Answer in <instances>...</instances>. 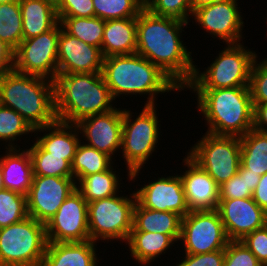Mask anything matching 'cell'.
I'll use <instances>...</instances> for the list:
<instances>
[{
  "mask_svg": "<svg viewBox=\"0 0 267 266\" xmlns=\"http://www.w3.org/2000/svg\"><path fill=\"white\" fill-rule=\"evenodd\" d=\"M175 18L152 14L145 7L137 17L136 53L158 66L182 90L192 81L195 61L181 40L188 25Z\"/></svg>",
  "mask_w": 267,
  "mask_h": 266,
  "instance_id": "cell-1",
  "label": "cell"
},
{
  "mask_svg": "<svg viewBox=\"0 0 267 266\" xmlns=\"http://www.w3.org/2000/svg\"><path fill=\"white\" fill-rule=\"evenodd\" d=\"M101 74L114 100L121 95H148L145 106L157 105L159 93L182 91L158 66L137 53L105 57Z\"/></svg>",
  "mask_w": 267,
  "mask_h": 266,
  "instance_id": "cell-2",
  "label": "cell"
},
{
  "mask_svg": "<svg viewBox=\"0 0 267 266\" xmlns=\"http://www.w3.org/2000/svg\"><path fill=\"white\" fill-rule=\"evenodd\" d=\"M54 97L57 120L69 124L116 108L101 73L57 74Z\"/></svg>",
  "mask_w": 267,
  "mask_h": 266,
  "instance_id": "cell-3",
  "label": "cell"
},
{
  "mask_svg": "<svg viewBox=\"0 0 267 266\" xmlns=\"http://www.w3.org/2000/svg\"><path fill=\"white\" fill-rule=\"evenodd\" d=\"M188 90L196 93L197 112L203 114L208 125L206 133L242 137L253 128L254 106L249 86Z\"/></svg>",
  "mask_w": 267,
  "mask_h": 266,
  "instance_id": "cell-4",
  "label": "cell"
},
{
  "mask_svg": "<svg viewBox=\"0 0 267 266\" xmlns=\"http://www.w3.org/2000/svg\"><path fill=\"white\" fill-rule=\"evenodd\" d=\"M0 104L15 110L33 129L54 123V81L15 70L0 77Z\"/></svg>",
  "mask_w": 267,
  "mask_h": 266,
  "instance_id": "cell-5",
  "label": "cell"
},
{
  "mask_svg": "<svg viewBox=\"0 0 267 266\" xmlns=\"http://www.w3.org/2000/svg\"><path fill=\"white\" fill-rule=\"evenodd\" d=\"M135 119L131 110L123 108L122 157L127 165L128 180H136L138 173L157 148L160 137L159 119L156 105L143 106Z\"/></svg>",
  "mask_w": 267,
  "mask_h": 266,
  "instance_id": "cell-6",
  "label": "cell"
},
{
  "mask_svg": "<svg viewBox=\"0 0 267 266\" xmlns=\"http://www.w3.org/2000/svg\"><path fill=\"white\" fill-rule=\"evenodd\" d=\"M244 43L226 44L215 60L201 72L195 65L192 81L185 89H218L249 86L255 51Z\"/></svg>",
  "mask_w": 267,
  "mask_h": 266,
  "instance_id": "cell-7",
  "label": "cell"
},
{
  "mask_svg": "<svg viewBox=\"0 0 267 266\" xmlns=\"http://www.w3.org/2000/svg\"><path fill=\"white\" fill-rule=\"evenodd\" d=\"M47 243L45 224L29 216L0 228V266H41Z\"/></svg>",
  "mask_w": 267,
  "mask_h": 266,
  "instance_id": "cell-8",
  "label": "cell"
},
{
  "mask_svg": "<svg viewBox=\"0 0 267 266\" xmlns=\"http://www.w3.org/2000/svg\"><path fill=\"white\" fill-rule=\"evenodd\" d=\"M120 194L88 203V227L90 240L127 241L133 228L135 192Z\"/></svg>",
  "mask_w": 267,
  "mask_h": 266,
  "instance_id": "cell-9",
  "label": "cell"
},
{
  "mask_svg": "<svg viewBox=\"0 0 267 266\" xmlns=\"http://www.w3.org/2000/svg\"><path fill=\"white\" fill-rule=\"evenodd\" d=\"M186 154L220 186L237 174L241 163V142L236 136L205 133Z\"/></svg>",
  "mask_w": 267,
  "mask_h": 266,
  "instance_id": "cell-10",
  "label": "cell"
},
{
  "mask_svg": "<svg viewBox=\"0 0 267 266\" xmlns=\"http://www.w3.org/2000/svg\"><path fill=\"white\" fill-rule=\"evenodd\" d=\"M61 25L38 36L23 39L14 50V70L55 80L58 74V39Z\"/></svg>",
  "mask_w": 267,
  "mask_h": 266,
  "instance_id": "cell-11",
  "label": "cell"
},
{
  "mask_svg": "<svg viewBox=\"0 0 267 266\" xmlns=\"http://www.w3.org/2000/svg\"><path fill=\"white\" fill-rule=\"evenodd\" d=\"M185 254L225 250L230 241L217 210L190 211L182 217L180 239Z\"/></svg>",
  "mask_w": 267,
  "mask_h": 266,
  "instance_id": "cell-12",
  "label": "cell"
},
{
  "mask_svg": "<svg viewBox=\"0 0 267 266\" xmlns=\"http://www.w3.org/2000/svg\"><path fill=\"white\" fill-rule=\"evenodd\" d=\"M88 203L76 189L45 224L48 242H83L90 240Z\"/></svg>",
  "mask_w": 267,
  "mask_h": 266,
  "instance_id": "cell-13",
  "label": "cell"
},
{
  "mask_svg": "<svg viewBox=\"0 0 267 266\" xmlns=\"http://www.w3.org/2000/svg\"><path fill=\"white\" fill-rule=\"evenodd\" d=\"M238 0H223L202 7L192 13V19L212 38L221 39L225 44L243 41L244 21Z\"/></svg>",
  "mask_w": 267,
  "mask_h": 266,
  "instance_id": "cell-14",
  "label": "cell"
},
{
  "mask_svg": "<svg viewBox=\"0 0 267 266\" xmlns=\"http://www.w3.org/2000/svg\"><path fill=\"white\" fill-rule=\"evenodd\" d=\"M76 190L74 178L33 176L27 195L29 217L46 224L66 198Z\"/></svg>",
  "mask_w": 267,
  "mask_h": 266,
  "instance_id": "cell-15",
  "label": "cell"
},
{
  "mask_svg": "<svg viewBox=\"0 0 267 266\" xmlns=\"http://www.w3.org/2000/svg\"><path fill=\"white\" fill-rule=\"evenodd\" d=\"M123 108L86 117L76 123L83 143L114 159L122 140ZM87 141V142H86Z\"/></svg>",
  "mask_w": 267,
  "mask_h": 266,
  "instance_id": "cell-16",
  "label": "cell"
},
{
  "mask_svg": "<svg viewBox=\"0 0 267 266\" xmlns=\"http://www.w3.org/2000/svg\"><path fill=\"white\" fill-rule=\"evenodd\" d=\"M230 241H240L254 230L267 224V213L252 197L244 199H219L216 209Z\"/></svg>",
  "mask_w": 267,
  "mask_h": 266,
  "instance_id": "cell-17",
  "label": "cell"
},
{
  "mask_svg": "<svg viewBox=\"0 0 267 266\" xmlns=\"http://www.w3.org/2000/svg\"><path fill=\"white\" fill-rule=\"evenodd\" d=\"M157 179L149 181L147 185L145 183L144 186L134 191L136 201L146 209L170 211L185 217L190 210L180 175L161 176Z\"/></svg>",
  "mask_w": 267,
  "mask_h": 266,
  "instance_id": "cell-18",
  "label": "cell"
},
{
  "mask_svg": "<svg viewBox=\"0 0 267 266\" xmlns=\"http://www.w3.org/2000/svg\"><path fill=\"white\" fill-rule=\"evenodd\" d=\"M101 49L66 33L62 27L58 39V74L101 73Z\"/></svg>",
  "mask_w": 267,
  "mask_h": 266,
  "instance_id": "cell-19",
  "label": "cell"
},
{
  "mask_svg": "<svg viewBox=\"0 0 267 266\" xmlns=\"http://www.w3.org/2000/svg\"><path fill=\"white\" fill-rule=\"evenodd\" d=\"M182 162L187 167L185 172L180 173V177L189 210H216L219 203V185L188 155Z\"/></svg>",
  "mask_w": 267,
  "mask_h": 266,
  "instance_id": "cell-20",
  "label": "cell"
},
{
  "mask_svg": "<svg viewBox=\"0 0 267 266\" xmlns=\"http://www.w3.org/2000/svg\"><path fill=\"white\" fill-rule=\"evenodd\" d=\"M96 246L92 240L48 242L41 266H99Z\"/></svg>",
  "mask_w": 267,
  "mask_h": 266,
  "instance_id": "cell-21",
  "label": "cell"
},
{
  "mask_svg": "<svg viewBox=\"0 0 267 266\" xmlns=\"http://www.w3.org/2000/svg\"><path fill=\"white\" fill-rule=\"evenodd\" d=\"M38 132H40V137L37 134ZM34 134L38 136L36 137V142L46 152L50 153V155L64 156V159L71 164L79 143L83 141L79 139L81 134H79L76 124H69L59 120L50 125L34 129Z\"/></svg>",
  "mask_w": 267,
  "mask_h": 266,
  "instance_id": "cell-22",
  "label": "cell"
},
{
  "mask_svg": "<svg viewBox=\"0 0 267 266\" xmlns=\"http://www.w3.org/2000/svg\"><path fill=\"white\" fill-rule=\"evenodd\" d=\"M0 168L4 189L27 196L33 179V164L28 149L7 148L5 155H0Z\"/></svg>",
  "mask_w": 267,
  "mask_h": 266,
  "instance_id": "cell-23",
  "label": "cell"
},
{
  "mask_svg": "<svg viewBox=\"0 0 267 266\" xmlns=\"http://www.w3.org/2000/svg\"><path fill=\"white\" fill-rule=\"evenodd\" d=\"M137 17L106 20L101 52L103 57L136 53Z\"/></svg>",
  "mask_w": 267,
  "mask_h": 266,
  "instance_id": "cell-24",
  "label": "cell"
},
{
  "mask_svg": "<svg viewBox=\"0 0 267 266\" xmlns=\"http://www.w3.org/2000/svg\"><path fill=\"white\" fill-rule=\"evenodd\" d=\"M23 39L51 30L58 22L56 5L49 0H19Z\"/></svg>",
  "mask_w": 267,
  "mask_h": 266,
  "instance_id": "cell-25",
  "label": "cell"
},
{
  "mask_svg": "<svg viewBox=\"0 0 267 266\" xmlns=\"http://www.w3.org/2000/svg\"><path fill=\"white\" fill-rule=\"evenodd\" d=\"M182 216L170 211H155L142 207L137 201L133 209L131 231L159 232L180 239Z\"/></svg>",
  "mask_w": 267,
  "mask_h": 266,
  "instance_id": "cell-26",
  "label": "cell"
},
{
  "mask_svg": "<svg viewBox=\"0 0 267 266\" xmlns=\"http://www.w3.org/2000/svg\"><path fill=\"white\" fill-rule=\"evenodd\" d=\"M175 242L170 235L159 232L130 231L126 245L131 252L130 256L140 266H148L162 253L165 254L167 249H171Z\"/></svg>",
  "mask_w": 267,
  "mask_h": 266,
  "instance_id": "cell-27",
  "label": "cell"
},
{
  "mask_svg": "<svg viewBox=\"0 0 267 266\" xmlns=\"http://www.w3.org/2000/svg\"><path fill=\"white\" fill-rule=\"evenodd\" d=\"M119 177V173L116 174V171L112 166L109 170L81 178L76 183V189L81 193L87 203H91L122 192L121 189H119L122 187L120 186L122 183H119L122 179Z\"/></svg>",
  "mask_w": 267,
  "mask_h": 266,
  "instance_id": "cell-28",
  "label": "cell"
},
{
  "mask_svg": "<svg viewBox=\"0 0 267 266\" xmlns=\"http://www.w3.org/2000/svg\"><path fill=\"white\" fill-rule=\"evenodd\" d=\"M241 142V164L257 175L267 173V131L252 128Z\"/></svg>",
  "mask_w": 267,
  "mask_h": 266,
  "instance_id": "cell-29",
  "label": "cell"
},
{
  "mask_svg": "<svg viewBox=\"0 0 267 266\" xmlns=\"http://www.w3.org/2000/svg\"><path fill=\"white\" fill-rule=\"evenodd\" d=\"M112 160L105 153L80 142L72 162L73 178L77 183L85 176L109 170L114 165Z\"/></svg>",
  "mask_w": 267,
  "mask_h": 266,
  "instance_id": "cell-30",
  "label": "cell"
},
{
  "mask_svg": "<svg viewBox=\"0 0 267 266\" xmlns=\"http://www.w3.org/2000/svg\"><path fill=\"white\" fill-rule=\"evenodd\" d=\"M62 29L69 35L101 49L104 35L105 20L96 16L58 17Z\"/></svg>",
  "mask_w": 267,
  "mask_h": 266,
  "instance_id": "cell-31",
  "label": "cell"
},
{
  "mask_svg": "<svg viewBox=\"0 0 267 266\" xmlns=\"http://www.w3.org/2000/svg\"><path fill=\"white\" fill-rule=\"evenodd\" d=\"M28 151L32 159L33 176L73 178L72 164L64 156L50 155L36 141Z\"/></svg>",
  "mask_w": 267,
  "mask_h": 266,
  "instance_id": "cell-32",
  "label": "cell"
},
{
  "mask_svg": "<svg viewBox=\"0 0 267 266\" xmlns=\"http://www.w3.org/2000/svg\"><path fill=\"white\" fill-rule=\"evenodd\" d=\"M0 39L13 50L23 41L19 0L0 3Z\"/></svg>",
  "mask_w": 267,
  "mask_h": 266,
  "instance_id": "cell-33",
  "label": "cell"
},
{
  "mask_svg": "<svg viewBox=\"0 0 267 266\" xmlns=\"http://www.w3.org/2000/svg\"><path fill=\"white\" fill-rule=\"evenodd\" d=\"M29 133H34L31 125L15 110L0 104V142L6 141L3 142V145H7L5 149L20 148L14 141Z\"/></svg>",
  "mask_w": 267,
  "mask_h": 266,
  "instance_id": "cell-34",
  "label": "cell"
},
{
  "mask_svg": "<svg viewBox=\"0 0 267 266\" xmlns=\"http://www.w3.org/2000/svg\"><path fill=\"white\" fill-rule=\"evenodd\" d=\"M95 16L103 20L138 17L144 0H92Z\"/></svg>",
  "mask_w": 267,
  "mask_h": 266,
  "instance_id": "cell-35",
  "label": "cell"
},
{
  "mask_svg": "<svg viewBox=\"0 0 267 266\" xmlns=\"http://www.w3.org/2000/svg\"><path fill=\"white\" fill-rule=\"evenodd\" d=\"M27 196L9 189L0 190V228L27 218Z\"/></svg>",
  "mask_w": 267,
  "mask_h": 266,
  "instance_id": "cell-36",
  "label": "cell"
},
{
  "mask_svg": "<svg viewBox=\"0 0 267 266\" xmlns=\"http://www.w3.org/2000/svg\"><path fill=\"white\" fill-rule=\"evenodd\" d=\"M145 8L152 14L190 22V0H144ZM190 16V17H189Z\"/></svg>",
  "mask_w": 267,
  "mask_h": 266,
  "instance_id": "cell-37",
  "label": "cell"
},
{
  "mask_svg": "<svg viewBox=\"0 0 267 266\" xmlns=\"http://www.w3.org/2000/svg\"><path fill=\"white\" fill-rule=\"evenodd\" d=\"M258 60L257 55L253 61L249 79V90L254 107L257 104L267 103V58Z\"/></svg>",
  "mask_w": 267,
  "mask_h": 266,
  "instance_id": "cell-38",
  "label": "cell"
},
{
  "mask_svg": "<svg viewBox=\"0 0 267 266\" xmlns=\"http://www.w3.org/2000/svg\"><path fill=\"white\" fill-rule=\"evenodd\" d=\"M252 195L248 189L247 169L241 163L237 174L219 186V199H244Z\"/></svg>",
  "mask_w": 267,
  "mask_h": 266,
  "instance_id": "cell-39",
  "label": "cell"
},
{
  "mask_svg": "<svg viewBox=\"0 0 267 266\" xmlns=\"http://www.w3.org/2000/svg\"><path fill=\"white\" fill-rule=\"evenodd\" d=\"M223 266L263 265L241 241H229L225 248V259Z\"/></svg>",
  "mask_w": 267,
  "mask_h": 266,
  "instance_id": "cell-40",
  "label": "cell"
},
{
  "mask_svg": "<svg viewBox=\"0 0 267 266\" xmlns=\"http://www.w3.org/2000/svg\"><path fill=\"white\" fill-rule=\"evenodd\" d=\"M58 17H94L92 0H60L56 5Z\"/></svg>",
  "mask_w": 267,
  "mask_h": 266,
  "instance_id": "cell-41",
  "label": "cell"
},
{
  "mask_svg": "<svg viewBox=\"0 0 267 266\" xmlns=\"http://www.w3.org/2000/svg\"><path fill=\"white\" fill-rule=\"evenodd\" d=\"M263 265L267 266V224L240 240Z\"/></svg>",
  "mask_w": 267,
  "mask_h": 266,
  "instance_id": "cell-42",
  "label": "cell"
},
{
  "mask_svg": "<svg viewBox=\"0 0 267 266\" xmlns=\"http://www.w3.org/2000/svg\"><path fill=\"white\" fill-rule=\"evenodd\" d=\"M183 257H181V262L176 263V266H223L225 250L203 254H184Z\"/></svg>",
  "mask_w": 267,
  "mask_h": 266,
  "instance_id": "cell-43",
  "label": "cell"
},
{
  "mask_svg": "<svg viewBox=\"0 0 267 266\" xmlns=\"http://www.w3.org/2000/svg\"><path fill=\"white\" fill-rule=\"evenodd\" d=\"M14 70V50L0 39V77Z\"/></svg>",
  "mask_w": 267,
  "mask_h": 266,
  "instance_id": "cell-44",
  "label": "cell"
},
{
  "mask_svg": "<svg viewBox=\"0 0 267 266\" xmlns=\"http://www.w3.org/2000/svg\"><path fill=\"white\" fill-rule=\"evenodd\" d=\"M252 199L267 213V173L260 177V182L253 192Z\"/></svg>",
  "mask_w": 267,
  "mask_h": 266,
  "instance_id": "cell-45",
  "label": "cell"
},
{
  "mask_svg": "<svg viewBox=\"0 0 267 266\" xmlns=\"http://www.w3.org/2000/svg\"><path fill=\"white\" fill-rule=\"evenodd\" d=\"M253 128L259 131H267V103L257 104L254 107Z\"/></svg>",
  "mask_w": 267,
  "mask_h": 266,
  "instance_id": "cell-46",
  "label": "cell"
},
{
  "mask_svg": "<svg viewBox=\"0 0 267 266\" xmlns=\"http://www.w3.org/2000/svg\"><path fill=\"white\" fill-rule=\"evenodd\" d=\"M260 175L247 170L248 189L253 193L258 183L260 182Z\"/></svg>",
  "mask_w": 267,
  "mask_h": 266,
  "instance_id": "cell-47",
  "label": "cell"
},
{
  "mask_svg": "<svg viewBox=\"0 0 267 266\" xmlns=\"http://www.w3.org/2000/svg\"><path fill=\"white\" fill-rule=\"evenodd\" d=\"M218 1H223V0H190L192 13L202 7L211 5Z\"/></svg>",
  "mask_w": 267,
  "mask_h": 266,
  "instance_id": "cell-48",
  "label": "cell"
},
{
  "mask_svg": "<svg viewBox=\"0 0 267 266\" xmlns=\"http://www.w3.org/2000/svg\"><path fill=\"white\" fill-rule=\"evenodd\" d=\"M4 189V184H3V175H2V171L0 168V190Z\"/></svg>",
  "mask_w": 267,
  "mask_h": 266,
  "instance_id": "cell-49",
  "label": "cell"
},
{
  "mask_svg": "<svg viewBox=\"0 0 267 266\" xmlns=\"http://www.w3.org/2000/svg\"><path fill=\"white\" fill-rule=\"evenodd\" d=\"M49 1H51L52 3H54L55 5H57L60 0H49Z\"/></svg>",
  "mask_w": 267,
  "mask_h": 266,
  "instance_id": "cell-50",
  "label": "cell"
},
{
  "mask_svg": "<svg viewBox=\"0 0 267 266\" xmlns=\"http://www.w3.org/2000/svg\"><path fill=\"white\" fill-rule=\"evenodd\" d=\"M9 1H13V0H0V3L9 2Z\"/></svg>",
  "mask_w": 267,
  "mask_h": 266,
  "instance_id": "cell-51",
  "label": "cell"
}]
</instances>
